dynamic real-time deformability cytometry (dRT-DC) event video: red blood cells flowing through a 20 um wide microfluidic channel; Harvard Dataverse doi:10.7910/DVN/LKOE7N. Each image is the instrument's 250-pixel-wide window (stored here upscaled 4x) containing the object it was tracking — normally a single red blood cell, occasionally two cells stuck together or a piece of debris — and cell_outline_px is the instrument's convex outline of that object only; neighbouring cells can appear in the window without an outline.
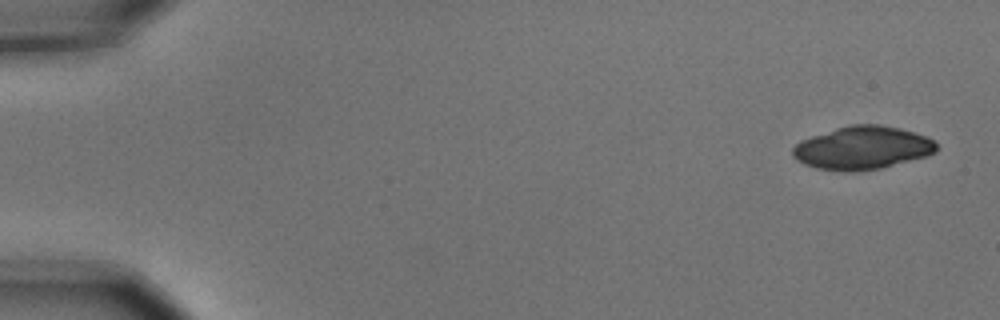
{"species": "common noctule bat (a hibernating species)", "species_latin": "Nyctalus noctula", "temperature_condition": "cold", "stored_images_in_passage": 5, "camera_frame_rate_fps": 3000, "um_per_image_px": 0.085, "animal": {"sex": "male", "body_mass_g": 15.6}, "frame": {"image": 1, "passage_image": 1, "time_ms": 0.0, "image_size_px": [1000, 320], "cell_outline_px": [[936, 152], [928, 156], [880, 168], [844, 172], [816, 168], [804, 164], [792, 156], [792, 148], [800, 140], [836, 128], [852, 124], [876, 124], [900, 128], [928, 136], [936, 140]], "centroid_in_image_um": [73.32, 12.56], "position_along_channel_um": 11.7, "area_um2": 36.18}}